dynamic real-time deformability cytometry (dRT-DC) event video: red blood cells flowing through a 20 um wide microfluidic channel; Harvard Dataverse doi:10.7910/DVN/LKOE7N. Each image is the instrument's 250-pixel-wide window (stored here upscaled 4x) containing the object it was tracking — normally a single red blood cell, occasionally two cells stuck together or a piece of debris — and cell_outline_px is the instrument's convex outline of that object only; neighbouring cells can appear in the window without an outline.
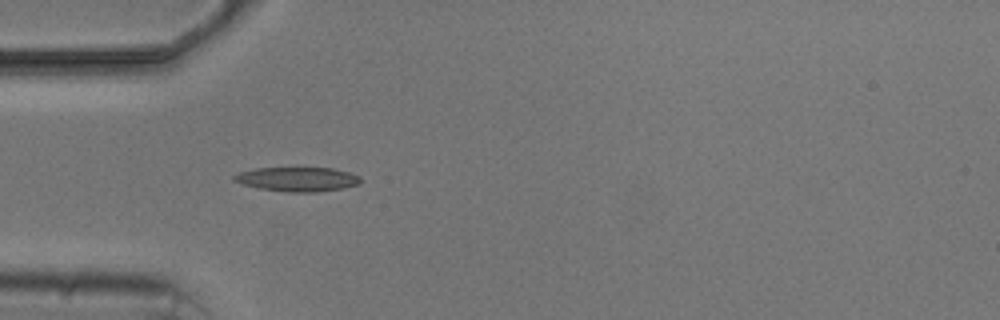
{"species": "common noctule bat (a hibernating species)", "species_latin": "Nyctalus noctula", "temperature_condition": "cold", "stored_images_in_passage": 2, "camera_frame_rate_fps": 3000, "um_per_image_px": 0.085, "animal": {"sex": "male", "body_mass_g": 20.5, "forearm_length_mm": 52.5}, "frame": {"image": 1, "passage_image": 1, "time_ms": 0.0, "image_size_px": [1000, 320], "cell_outline_px": [[360, 184], [344, 188], [316, 192], [288, 192], [260, 188], [244, 184], [232, 180], [232, 176], [240, 172], [256, 168], [332, 168], [348, 172], [360, 176]], "centroid_in_image_um": [25.3, 15.23], "position_along_channel_um": 59.7, "area_um2": 17.8}}
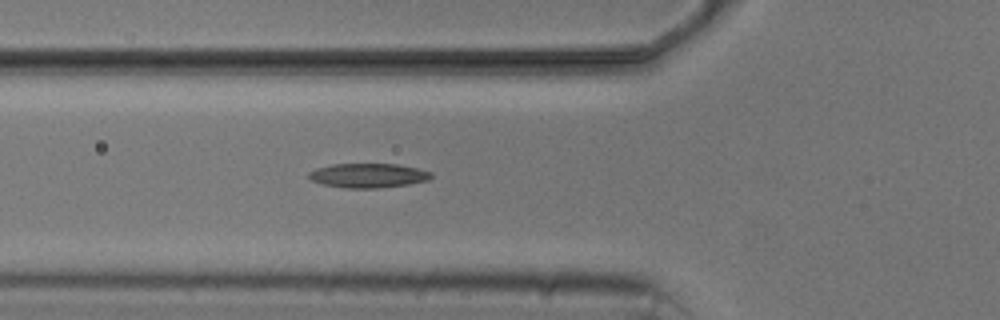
{"frame": {"image": 2, "passage_image": 2, "time_ms": 1.0, "image_size_px": [1000, 320], "cell_outline_px": [[432, 176], [428, 180], [408, 184], [380, 188], [344, 188], [324, 184], [312, 180], [308, 176], [308, 172], [316, 168], [332, 164], [400, 164], [432, 172]], "centroid_in_image_um": [31.3, 14.91], "position_along_channel_um": 94.5, "area_um2": 17.34}}